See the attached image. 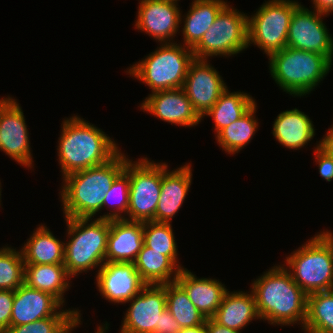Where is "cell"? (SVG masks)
<instances>
[{"label":"cell","instance_id":"obj_1","mask_svg":"<svg viewBox=\"0 0 333 333\" xmlns=\"http://www.w3.org/2000/svg\"><path fill=\"white\" fill-rule=\"evenodd\" d=\"M251 286L260 320L283 326L299 321L303 329L308 295L294 282L285 266L274 265Z\"/></svg>","mask_w":333,"mask_h":333},{"label":"cell","instance_id":"obj_2","mask_svg":"<svg viewBox=\"0 0 333 333\" xmlns=\"http://www.w3.org/2000/svg\"><path fill=\"white\" fill-rule=\"evenodd\" d=\"M61 128L57 150L63 177L103 165L120 152L112 138L79 116L65 118Z\"/></svg>","mask_w":333,"mask_h":333},{"label":"cell","instance_id":"obj_3","mask_svg":"<svg viewBox=\"0 0 333 333\" xmlns=\"http://www.w3.org/2000/svg\"><path fill=\"white\" fill-rule=\"evenodd\" d=\"M121 152L103 165L62 177L60 200L66 218H92L103 208L106 193L128 160Z\"/></svg>","mask_w":333,"mask_h":333},{"label":"cell","instance_id":"obj_4","mask_svg":"<svg viewBox=\"0 0 333 333\" xmlns=\"http://www.w3.org/2000/svg\"><path fill=\"white\" fill-rule=\"evenodd\" d=\"M269 70L276 84L290 95L309 94L323 81L332 62L324 55L285 47L269 55Z\"/></svg>","mask_w":333,"mask_h":333},{"label":"cell","instance_id":"obj_5","mask_svg":"<svg viewBox=\"0 0 333 333\" xmlns=\"http://www.w3.org/2000/svg\"><path fill=\"white\" fill-rule=\"evenodd\" d=\"M65 222L71 239L64 243V266L68 274L73 278L83 271L100 268L105 263L110 220L65 217Z\"/></svg>","mask_w":333,"mask_h":333},{"label":"cell","instance_id":"obj_6","mask_svg":"<svg viewBox=\"0 0 333 333\" xmlns=\"http://www.w3.org/2000/svg\"><path fill=\"white\" fill-rule=\"evenodd\" d=\"M287 270L307 294L333 288V242L321 232L286 257ZM289 268V269H288Z\"/></svg>","mask_w":333,"mask_h":333},{"label":"cell","instance_id":"obj_7","mask_svg":"<svg viewBox=\"0 0 333 333\" xmlns=\"http://www.w3.org/2000/svg\"><path fill=\"white\" fill-rule=\"evenodd\" d=\"M194 58L189 47L173 41L162 43L158 49L141 62L133 64L126 72L149 86L152 93L182 88Z\"/></svg>","mask_w":333,"mask_h":333},{"label":"cell","instance_id":"obj_8","mask_svg":"<svg viewBox=\"0 0 333 333\" xmlns=\"http://www.w3.org/2000/svg\"><path fill=\"white\" fill-rule=\"evenodd\" d=\"M248 47V16L227 4L192 51L196 59H207L235 55Z\"/></svg>","mask_w":333,"mask_h":333},{"label":"cell","instance_id":"obj_9","mask_svg":"<svg viewBox=\"0 0 333 333\" xmlns=\"http://www.w3.org/2000/svg\"><path fill=\"white\" fill-rule=\"evenodd\" d=\"M299 5L293 0L263 3L255 14L248 16V46L254 43L267 56L287 47L289 25Z\"/></svg>","mask_w":333,"mask_h":333},{"label":"cell","instance_id":"obj_10","mask_svg":"<svg viewBox=\"0 0 333 333\" xmlns=\"http://www.w3.org/2000/svg\"><path fill=\"white\" fill-rule=\"evenodd\" d=\"M132 161L128 159L124 168L130 178L128 217L125 219L155 222L161 193L162 163H155L147 157Z\"/></svg>","mask_w":333,"mask_h":333},{"label":"cell","instance_id":"obj_11","mask_svg":"<svg viewBox=\"0 0 333 333\" xmlns=\"http://www.w3.org/2000/svg\"><path fill=\"white\" fill-rule=\"evenodd\" d=\"M327 14L310 11L299 5L293 12L289 25L287 47L315 52L333 61V38L323 23Z\"/></svg>","mask_w":333,"mask_h":333},{"label":"cell","instance_id":"obj_12","mask_svg":"<svg viewBox=\"0 0 333 333\" xmlns=\"http://www.w3.org/2000/svg\"><path fill=\"white\" fill-rule=\"evenodd\" d=\"M25 116L17 100L0 99V150L22 166L33 167Z\"/></svg>","mask_w":333,"mask_h":333},{"label":"cell","instance_id":"obj_13","mask_svg":"<svg viewBox=\"0 0 333 333\" xmlns=\"http://www.w3.org/2000/svg\"><path fill=\"white\" fill-rule=\"evenodd\" d=\"M208 62L194 58L182 87L201 119L227 89L219 72Z\"/></svg>","mask_w":333,"mask_h":333},{"label":"cell","instance_id":"obj_14","mask_svg":"<svg viewBox=\"0 0 333 333\" xmlns=\"http://www.w3.org/2000/svg\"><path fill=\"white\" fill-rule=\"evenodd\" d=\"M128 302L131 304L119 333H155L160 315L166 309L165 284L146 285Z\"/></svg>","mask_w":333,"mask_h":333},{"label":"cell","instance_id":"obj_15","mask_svg":"<svg viewBox=\"0 0 333 333\" xmlns=\"http://www.w3.org/2000/svg\"><path fill=\"white\" fill-rule=\"evenodd\" d=\"M177 1L140 0L135 28L152 36L160 44L171 43L182 23Z\"/></svg>","mask_w":333,"mask_h":333},{"label":"cell","instance_id":"obj_16","mask_svg":"<svg viewBox=\"0 0 333 333\" xmlns=\"http://www.w3.org/2000/svg\"><path fill=\"white\" fill-rule=\"evenodd\" d=\"M96 274L97 288L109 302L128 303L147 285L134 263L105 262Z\"/></svg>","mask_w":333,"mask_h":333},{"label":"cell","instance_id":"obj_17","mask_svg":"<svg viewBox=\"0 0 333 333\" xmlns=\"http://www.w3.org/2000/svg\"><path fill=\"white\" fill-rule=\"evenodd\" d=\"M141 110L177 126L191 127L202 120L195 112L183 88L151 93L141 103Z\"/></svg>","mask_w":333,"mask_h":333},{"label":"cell","instance_id":"obj_18","mask_svg":"<svg viewBox=\"0 0 333 333\" xmlns=\"http://www.w3.org/2000/svg\"><path fill=\"white\" fill-rule=\"evenodd\" d=\"M191 167V164L188 163L170 172L168 165L162 163L161 193L155 211V222H172V218L181 208L190 189Z\"/></svg>","mask_w":333,"mask_h":333},{"label":"cell","instance_id":"obj_19","mask_svg":"<svg viewBox=\"0 0 333 333\" xmlns=\"http://www.w3.org/2000/svg\"><path fill=\"white\" fill-rule=\"evenodd\" d=\"M63 305L51 294L28 287L25 283L14 291L11 326L32 323L54 316Z\"/></svg>","mask_w":333,"mask_h":333},{"label":"cell","instance_id":"obj_20","mask_svg":"<svg viewBox=\"0 0 333 333\" xmlns=\"http://www.w3.org/2000/svg\"><path fill=\"white\" fill-rule=\"evenodd\" d=\"M143 244L142 221L110 220L105 262L133 263Z\"/></svg>","mask_w":333,"mask_h":333},{"label":"cell","instance_id":"obj_21","mask_svg":"<svg viewBox=\"0 0 333 333\" xmlns=\"http://www.w3.org/2000/svg\"><path fill=\"white\" fill-rule=\"evenodd\" d=\"M176 281L185 289L192 304L206 318H212L227 289L219 280L197 278L186 268L181 269Z\"/></svg>","mask_w":333,"mask_h":333},{"label":"cell","instance_id":"obj_22","mask_svg":"<svg viewBox=\"0 0 333 333\" xmlns=\"http://www.w3.org/2000/svg\"><path fill=\"white\" fill-rule=\"evenodd\" d=\"M273 136L289 149H300L315 136L312 120L297 108L278 114L273 124Z\"/></svg>","mask_w":333,"mask_h":333},{"label":"cell","instance_id":"obj_23","mask_svg":"<svg viewBox=\"0 0 333 333\" xmlns=\"http://www.w3.org/2000/svg\"><path fill=\"white\" fill-rule=\"evenodd\" d=\"M260 319L253 292L226 291L212 319L222 326L242 330L253 319Z\"/></svg>","mask_w":333,"mask_h":333},{"label":"cell","instance_id":"obj_24","mask_svg":"<svg viewBox=\"0 0 333 333\" xmlns=\"http://www.w3.org/2000/svg\"><path fill=\"white\" fill-rule=\"evenodd\" d=\"M27 240L21 249L25 265L64 264V242L48 227L41 224Z\"/></svg>","mask_w":333,"mask_h":333},{"label":"cell","instance_id":"obj_25","mask_svg":"<svg viewBox=\"0 0 333 333\" xmlns=\"http://www.w3.org/2000/svg\"><path fill=\"white\" fill-rule=\"evenodd\" d=\"M72 278L64 264H35L25 265L24 283L54 296L62 305L64 293L69 289V279Z\"/></svg>","mask_w":333,"mask_h":333},{"label":"cell","instance_id":"obj_26","mask_svg":"<svg viewBox=\"0 0 333 333\" xmlns=\"http://www.w3.org/2000/svg\"><path fill=\"white\" fill-rule=\"evenodd\" d=\"M226 5L224 0H194L183 21V45L192 49Z\"/></svg>","mask_w":333,"mask_h":333},{"label":"cell","instance_id":"obj_27","mask_svg":"<svg viewBox=\"0 0 333 333\" xmlns=\"http://www.w3.org/2000/svg\"><path fill=\"white\" fill-rule=\"evenodd\" d=\"M133 263L147 285L174 282L181 270L168 256L144 244Z\"/></svg>","mask_w":333,"mask_h":333},{"label":"cell","instance_id":"obj_28","mask_svg":"<svg viewBox=\"0 0 333 333\" xmlns=\"http://www.w3.org/2000/svg\"><path fill=\"white\" fill-rule=\"evenodd\" d=\"M228 88L205 114L214 120L217 135L222 129L244 116L255 104L252 96L244 92H231Z\"/></svg>","mask_w":333,"mask_h":333},{"label":"cell","instance_id":"obj_29","mask_svg":"<svg viewBox=\"0 0 333 333\" xmlns=\"http://www.w3.org/2000/svg\"><path fill=\"white\" fill-rule=\"evenodd\" d=\"M256 108L257 103L244 116L222 129L216 135L219 146L228 154L234 155L240 152L255 135L258 128V120L255 119Z\"/></svg>","mask_w":333,"mask_h":333},{"label":"cell","instance_id":"obj_30","mask_svg":"<svg viewBox=\"0 0 333 333\" xmlns=\"http://www.w3.org/2000/svg\"><path fill=\"white\" fill-rule=\"evenodd\" d=\"M306 333H333V290L307 296Z\"/></svg>","mask_w":333,"mask_h":333},{"label":"cell","instance_id":"obj_31","mask_svg":"<svg viewBox=\"0 0 333 333\" xmlns=\"http://www.w3.org/2000/svg\"><path fill=\"white\" fill-rule=\"evenodd\" d=\"M166 309L181 328H188L204 324L206 318L190 301L185 289L177 282L165 284Z\"/></svg>","mask_w":333,"mask_h":333},{"label":"cell","instance_id":"obj_32","mask_svg":"<svg viewBox=\"0 0 333 333\" xmlns=\"http://www.w3.org/2000/svg\"><path fill=\"white\" fill-rule=\"evenodd\" d=\"M143 243L145 246L168 256L180 269L178 253L171 223L143 222Z\"/></svg>","mask_w":333,"mask_h":333},{"label":"cell","instance_id":"obj_33","mask_svg":"<svg viewBox=\"0 0 333 333\" xmlns=\"http://www.w3.org/2000/svg\"><path fill=\"white\" fill-rule=\"evenodd\" d=\"M25 262L22 251L5 246L0 249V290L15 291L24 284Z\"/></svg>","mask_w":333,"mask_h":333},{"label":"cell","instance_id":"obj_34","mask_svg":"<svg viewBox=\"0 0 333 333\" xmlns=\"http://www.w3.org/2000/svg\"><path fill=\"white\" fill-rule=\"evenodd\" d=\"M129 187V174L125 170H123L115 178L110 190L106 193V196L103 200V207H105L106 205L109 206L110 204V206L115 205L114 209L107 214L99 216V218H104L108 220L125 219V216L128 214L129 207ZM121 213H124V216Z\"/></svg>","mask_w":333,"mask_h":333},{"label":"cell","instance_id":"obj_35","mask_svg":"<svg viewBox=\"0 0 333 333\" xmlns=\"http://www.w3.org/2000/svg\"><path fill=\"white\" fill-rule=\"evenodd\" d=\"M79 311L75 308L59 310L54 316L24 325L10 326L4 333H59Z\"/></svg>","mask_w":333,"mask_h":333},{"label":"cell","instance_id":"obj_36","mask_svg":"<svg viewBox=\"0 0 333 333\" xmlns=\"http://www.w3.org/2000/svg\"><path fill=\"white\" fill-rule=\"evenodd\" d=\"M13 301V290H0V333H4L11 326Z\"/></svg>","mask_w":333,"mask_h":333},{"label":"cell","instance_id":"obj_37","mask_svg":"<svg viewBox=\"0 0 333 333\" xmlns=\"http://www.w3.org/2000/svg\"><path fill=\"white\" fill-rule=\"evenodd\" d=\"M315 162L318 164L319 174L327 182H330L333 179V157L328 155L323 151L319 144L316 145L314 150Z\"/></svg>","mask_w":333,"mask_h":333},{"label":"cell","instance_id":"obj_38","mask_svg":"<svg viewBox=\"0 0 333 333\" xmlns=\"http://www.w3.org/2000/svg\"><path fill=\"white\" fill-rule=\"evenodd\" d=\"M181 325L174 319L171 313L165 309L160 315L159 326L155 328V333H178Z\"/></svg>","mask_w":333,"mask_h":333},{"label":"cell","instance_id":"obj_39","mask_svg":"<svg viewBox=\"0 0 333 333\" xmlns=\"http://www.w3.org/2000/svg\"><path fill=\"white\" fill-rule=\"evenodd\" d=\"M207 333H241V331L227 328L215 322L212 318L205 321Z\"/></svg>","mask_w":333,"mask_h":333},{"label":"cell","instance_id":"obj_40","mask_svg":"<svg viewBox=\"0 0 333 333\" xmlns=\"http://www.w3.org/2000/svg\"><path fill=\"white\" fill-rule=\"evenodd\" d=\"M331 127L321 141H319V147L333 157V125Z\"/></svg>","mask_w":333,"mask_h":333},{"label":"cell","instance_id":"obj_41","mask_svg":"<svg viewBox=\"0 0 333 333\" xmlns=\"http://www.w3.org/2000/svg\"><path fill=\"white\" fill-rule=\"evenodd\" d=\"M314 4V10L324 13V14H332L333 12V0H312Z\"/></svg>","mask_w":333,"mask_h":333},{"label":"cell","instance_id":"obj_42","mask_svg":"<svg viewBox=\"0 0 333 333\" xmlns=\"http://www.w3.org/2000/svg\"><path fill=\"white\" fill-rule=\"evenodd\" d=\"M81 314H77L59 333H71L72 329L81 324Z\"/></svg>","mask_w":333,"mask_h":333},{"label":"cell","instance_id":"obj_43","mask_svg":"<svg viewBox=\"0 0 333 333\" xmlns=\"http://www.w3.org/2000/svg\"><path fill=\"white\" fill-rule=\"evenodd\" d=\"M178 333H207L206 325L201 324L199 326L182 328Z\"/></svg>","mask_w":333,"mask_h":333},{"label":"cell","instance_id":"obj_44","mask_svg":"<svg viewBox=\"0 0 333 333\" xmlns=\"http://www.w3.org/2000/svg\"><path fill=\"white\" fill-rule=\"evenodd\" d=\"M108 326H109V323L106 322L103 326L102 325L99 326L95 333H106L107 332L106 330H108Z\"/></svg>","mask_w":333,"mask_h":333},{"label":"cell","instance_id":"obj_45","mask_svg":"<svg viewBox=\"0 0 333 333\" xmlns=\"http://www.w3.org/2000/svg\"><path fill=\"white\" fill-rule=\"evenodd\" d=\"M328 237H329V239L333 242V233L331 232V231H323Z\"/></svg>","mask_w":333,"mask_h":333},{"label":"cell","instance_id":"obj_46","mask_svg":"<svg viewBox=\"0 0 333 333\" xmlns=\"http://www.w3.org/2000/svg\"><path fill=\"white\" fill-rule=\"evenodd\" d=\"M0 187H1V183H0ZM0 200H1V188H0ZM1 202V201H0ZM0 205H1V203H0Z\"/></svg>","mask_w":333,"mask_h":333}]
</instances>
